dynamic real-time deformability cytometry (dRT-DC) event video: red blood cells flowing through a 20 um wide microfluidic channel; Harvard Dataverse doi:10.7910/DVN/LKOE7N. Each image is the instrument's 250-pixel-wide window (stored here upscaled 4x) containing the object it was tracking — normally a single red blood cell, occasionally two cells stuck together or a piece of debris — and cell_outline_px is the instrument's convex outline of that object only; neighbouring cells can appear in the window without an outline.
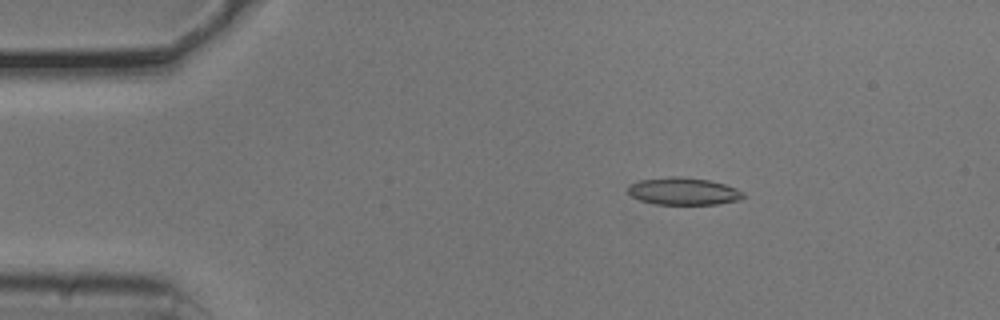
{"species": "common noctule bat (a hibernating species)", "species_latin": "Nyctalus noctula", "temperature_condition": "cold", "stored_images_in_passage": 14, "camera_frame_rate_fps": 3000, "um_per_image_px": 0.085, "animal": {"sex": "male", "body_mass_g": 20.5, "forearm_length_mm": 52.5}, "frame": {"image": 1, "passage_image": 8, "time_ms": 2.333, "image_size_px": [1000, 320], "cell_outline_px": [[744, 196], [740, 200], [716, 204], [656, 204], [640, 200], [632, 196], [628, 192], [628, 188], [632, 184], [640, 180], [668, 176], [680, 176], [708, 180], [724, 184], [736, 188], [744, 192]], "centroid_in_image_um": [58.11, 16.25], "position_along_channel_um": 26.9, "area_um2": 18.26}}